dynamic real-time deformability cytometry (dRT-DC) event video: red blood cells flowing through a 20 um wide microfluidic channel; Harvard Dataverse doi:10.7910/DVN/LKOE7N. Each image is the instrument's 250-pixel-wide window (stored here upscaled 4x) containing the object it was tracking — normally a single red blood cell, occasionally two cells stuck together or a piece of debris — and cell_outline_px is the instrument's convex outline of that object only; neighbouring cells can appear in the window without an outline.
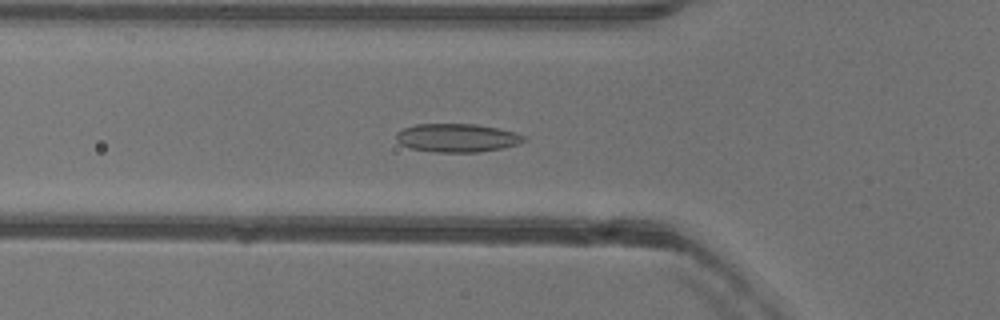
{"species": "common noctule bat (a hibernating species)", "species_latin": "Nyctalus noctula", "temperature_condition": "warm", "stored_images_in_passage": 51, "camera_frame_rate_fps": 3000, "um_per_image_px": 0.085, "animal": {"sex": "female"}, "frame": {"image": 1, "passage_image": 17, "time_ms": 5.333, "image_size_px": [1000, 320], "cell_outline_px": [[528, 140], [504, 148], [480, 152], [436, 152], [412, 148], [400, 144], [396, 140], [396, 132], [404, 128], [416, 124], [476, 124], [500, 128], [516, 132], [528, 136]], "centroid_in_image_um": [38.91, 11.71], "position_along_channel_um": 86.9, "area_um2": 21.39}}
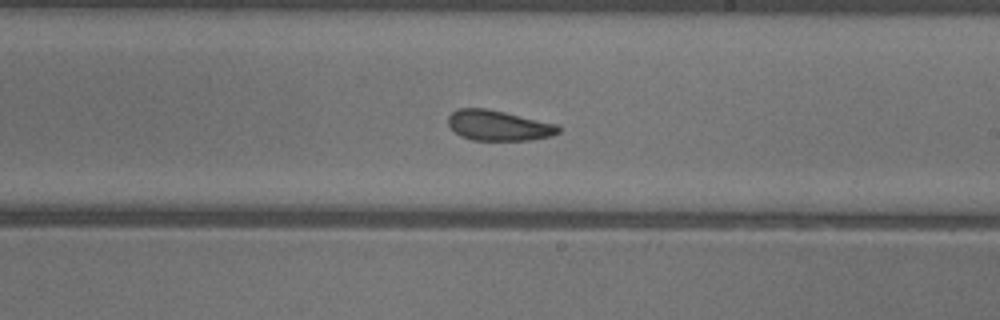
{"frame": {"image": 2, "passage_image": 29, "time_ms": 9.333, "image_size_px": [1000, 320], "cell_outline_px": [[560, 132], [552, 136], [532, 140], [472, 140], [460, 136], [448, 124], [448, 116], [452, 112], [460, 108], [488, 108], [560, 124]], "centroid_in_image_um": [42.42, 10.66], "position_along_channel_um": 246.6, "area_um2": 19.77}}
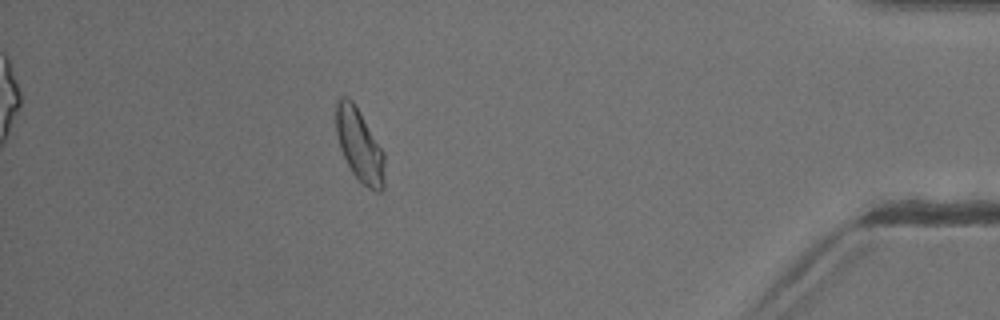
{"frame": {"image": 3, "passage_image": 45, "time_ms": 14.667, "image_size_px": [1000, 320], "cell_outline_px": [[384, 188], [380, 192], [376, 192], [368, 188], [352, 172], [340, 148], [336, 132], [336, 100], [344, 96], [348, 96], [352, 100], [384, 152]], "centroid_in_image_um": [30.56, 12.35], "position_along_channel_um": 404.6, "area_um2": 20.35}, "authors_computed_cell_mechanics": {"area_um2": 20.6346, "velocity_mm_per_s": 3.975, "shape_relaxation_time_tau1_ms": 5.8952, "shape_relaxation_time_tau2_ms": 1.8063, "deformation_change_tau1": 0.1405, "deformation_change_tau2": 0.0772}}